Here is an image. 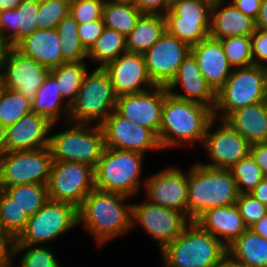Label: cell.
I'll return each instance as SVG.
<instances>
[{
  "label": "cell",
  "mask_w": 267,
  "mask_h": 267,
  "mask_svg": "<svg viewBox=\"0 0 267 267\" xmlns=\"http://www.w3.org/2000/svg\"><path fill=\"white\" fill-rule=\"evenodd\" d=\"M50 71L48 67L11 46L4 60L2 76L7 89L23 94L32 101Z\"/></svg>",
  "instance_id": "17"
},
{
  "label": "cell",
  "mask_w": 267,
  "mask_h": 267,
  "mask_svg": "<svg viewBox=\"0 0 267 267\" xmlns=\"http://www.w3.org/2000/svg\"><path fill=\"white\" fill-rule=\"evenodd\" d=\"M0 267H12V263L8 264V265H5V266H0Z\"/></svg>",
  "instance_id": "60"
},
{
  "label": "cell",
  "mask_w": 267,
  "mask_h": 267,
  "mask_svg": "<svg viewBox=\"0 0 267 267\" xmlns=\"http://www.w3.org/2000/svg\"><path fill=\"white\" fill-rule=\"evenodd\" d=\"M142 14L132 2L105 0L102 19L105 28L127 36L135 28Z\"/></svg>",
  "instance_id": "32"
},
{
  "label": "cell",
  "mask_w": 267,
  "mask_h": 267,
  "mask_svg": "<svg viewBox=\"0 0 267 267\" xmlns=\"http://www.w3.org/2000/svg\"><path fill=\"white\" fill-rule=\"evenodd\" d=\"M187 217L196 221L213 207L235 205L239 192L230 169L193 164L187 174Z\"/></svg>",
  "instance_id": "3"
},
{
  "label": "cell",
  "mask_w": 267,
  "mask_h": 267,
  "mask_svg": "<svg viewBox=\"0 0 267 267\" xmlns=\"http://www.w3.org/2000/svg\"><path fill=\"white\" fill-rule=\"evenodd\" d=\"M216 118L209 123L204 136L203 146L205 147L211 163H202L211 168L229 169L241 159L250 154V144L227 121L222 122L220 127L210 132Z\"/></svg>",
  "instance_id": "16"
},
{
  "label": "cell",
  "mask_w": 267,
  "mask_h": 267,
  "mask_svg": "<svg viewBox=\"0 0 267 267\" xmlns=\"http://www.w3.org/2000/svg\"><path fill=\"white\" fill-rule=\"evenodd\" d=\"M191 47L167 30L144 54L148 76L155 86H167L190 54Z\"/></svg>",
  "instance_id": "14"
},
{
  "label": "cell",
  "mask_w": 267,
  "mask_h": 267,
  "mask_svg": "<svg viewBox=\"0 0 267 267\" xmlns=\"http://www.w3.org/2000/svg\"><path fill=\"white\" fill-rule=\"evenodd\" d=\"M6 89L4 79L2 74H0V97L2 96L4 90Z\"/></svg>",
  "instance_id": "58"
},
{
  "label": "cell",
  "mask_w": 267,
  "mask_h": 267,
  "mask_svg": "<svg viewBox=\"0 0 267 267\" xmlns=\"http://www.w3.org/2000/svg\"><path fill=\"white\" fill-rule=\"evenodd\" d=\"M250 155L267 177V142L251 144Z\"/></svg>",
  "instance_id": "49"
},
{
  "label": "cell",
  "mask_w": 267,
  "mask_h": 267,
  "mask_svg": "<svg viewBox=\"0 0 267 267\" xmlns=\"http://www.w3.org/2000/svg\"><path fill=\"white\" fill-rule=\"evenodd\" d=\"M105 0H70L71 16L78 24L102 19Z\"/></svg>",
  "instance_id": "43"
},
{
  "label": "cell",
  "mask_w": 267,
  "mask_h": 267,
  "mask_svg": "<svg viewBox=\"0 0 267 267\" xmlns=\"http://www.w3.org/2000/svg\"><path fill=\"white\" fill-rule=\"evenodd\" d=\"M263 0H232L233 5L243 14L256 20Z\"/></svg>",
  "instance_id": "50"
},
{
  "label": "cell",
  "mask_w": 267,
  "mask_h": 267,
  "mask_svg": "<svg viewBox=\"0 0 267 267\" xmlns=\"http://www.w3.org/2000/svg\"><path fill=\"white\" fill-rule=\"evenodd\" d=\"M149 203L178 210L187 216V175L176 167L162 170L145 180Z\"/></svg>",
  "instance_id": "19"
},
{
  "label": "cell",
  "mask_w": 267,
  "mask_h": 267,
  "mask_svg": "<svg viewBox=\"0 0 267 267\" xmlns=\"http://www.w3.org/2000/svg\"><path fill=\"white\" fill-rule=\"evenodd\" d=\"M104 28L105 26L103 19L95 20L85 24H79V38L86 51H88L95 41L101 36Z\"/></svg>",
  "instance_id": "45"
},
{
  "label": "cell",
  "mask_w": 267,
  "mask_h": 267,
  "mask_svg": "<svg viewBox=\"0 0 267 267\" xmlns=\"http://www.w3.org/2000/svg\"><path fill=\"white\" fill-rule=\"evenodd\" d=\"M52 165L49 146L42 149L5 152L0 156V187L47 184Z\"/></svg>",
  "instance_id": "11"
},
{
  "label": "cell",
  "mask_w": 267,
  "mask_h": 267,
  "mask_svg": "<svg viewBox=\"0 0 267 267\" xmlns=\"http://www.w3.org/2000/svg\"><path fill=\"white\" fill-rule=\"evenodd\" d=\"M252 59L254 65L267 67V32L256 29L251 35Z\"/></svg>",
  "instance_id": "46"
},
{
  "label": "cell",
  "mask_w": 267,
  "mask_h": 267,
  "mask_svg": "<svg viewBox=\"0 0 267 267\" xmlns=\"http://www.w3.org/2000/svg\"><path fill=\"white\" fill-rule=\"evenodd\" d=\"M250 229L257 235L267 239V214L261 220L253 224Z\"/></svg>",
  "instance_id": "53"
},
{
  "label": "cell",
  "mask_w": 267,
  "mask_h": 267,
  "mask_svg": "<svg viewBox=\"0 0 267 267\" xmlns=\"http://www.w3.org/2000/svg\"><path fill=\"white\" fill-rule=\"evenodd\" d=\"M29 216L3 190H0V224L15 239L25 229Z\"/></svg>",
  "instance_id": "38"
},
{
  "label": "cell",
  "mask_w": 267,
  "mask_h": 267,
  "mask_svg": "<svg viewBox=\"0 0 267 267\" xmlns=\"http://www.w3.org/2000/svg\"><path fill=\"white\" fill-rule=\"evenodd\" d=\"M164 267H222L227 247L191 221L183 232L161 250Z\"/></svg>",
  "instance_id": "4"
},
{
  "label": "cell",
  "mask_w": 267,
  "mask_h": 267,
  "mask_svg": "<svg viewBox=\"0 0 267 267\" xmlns=\"http://www.w3.org/2000/svg\"><path fill=\"white\" fill-rule=\"evenodd\" d=\"M139 222V223H138ZM191 221L178 210L144 201L132 205V227L142 226L160 247V251L174 241Z\"/></svg>",
  "instance_id": "13"
},
{
  "label": "cell",
  "mask_w": 267,
  "mask_h": 267,
  "mask_svg": "<svg viewBox=\"0 0 267 267\" xmlns=\"http://www.w3.org/2000/svg\"><path fill=\"white\" fill-rule=\"evenodd\" d=\"M95 189L94 168L77 162L52 161L47 182L48 197L79 208Z\"/></svg>",
  "instance_id": "12"
},
{
  "label": "cell",
  "mask_w": 267,
  "mask_h": 267,
  "mask_svg": "<svg viewBox=\"0 0 267 267\" xmlns=\"http://www.w3.org/2000/svg\"><path fill=\"white\" fill-rule=\"evenodd\" d=\"M144 154L104 148L95 169V189L131 197L139 194Z\"/></svg>",
  "instance_id": "5"
},
{
  "label": "cell",
  "mask_w": 267,
  "mask_h": 267,
  "mask_svg": "<svg viewBox=\"0 0 267 267\" xmlns=\"http://www.w3.org/2000/svg\"><path fill=\"white\" fill-rule=\"evenodd\" d=\"M104 70L109 74L117 97L141 93L155 86L148 76L143 54L125 52Z\"/></svg>",
  "instance_id": "20"
},
{
  "label": "cell",
  "mask_w": 267,
  "mask_h": 267,
  "mask_svg": "<svg viewBox=\"0 0 267 267\" xmlns=\"http://www.w3.org/2000/svg\"><path fill=\"white\" fill-rule=\"evenodd\" d=\"M10 47L9 43L0 36V74H2L4 60Z\"/></svg>",
  "instance_id": "54"
},
{
  "label": "cell",
  "mask_w": 267,
  "mask_h": 267,
  "mask_svg": "<svg viewBox=\"0 0 267 267\" xmlns=\"http://www.w3.org/2000/svg\"><path fill=\"white\" fill-rule=\"evenodd\" d=\"M39 4L40 0H22L16 9L0 12V36L10 46H16L22 39L38 29Z\"/></svg>",
  "instance_id": "26"
},
{
  "label": "cell",
  "mask_w": 267,
  "mask_h": 267,
  "mask_svg": "<svg viewBox=\"0 0 267 267\" xmlns=\"http://www.w3.org/2000/svg\"><path fill=\"white\" fill-rule=\"evenodd\" d=\"M22 0H0V12L9 10V9H16Z\"/></svg>",
  "instance_id": "55"
},
{
  "label": "cell",
  "mask_w": 267,
  "mask_h": 267,
  "mask_svg": "<svg viewBox=\"0 0 267 267\" xmlns=\"http://www.w3.org/2000/svg\"><path fill=\"white\" fill-rule=\"evenodd\" d=\"M227 256L247 267H267V239L248 228L227 247Z\"/></svg>",
  "instance_id": "29"
},
{
  "label": "cell",
  "mask_w": 267,
  "mask_h": 267,
  "mask_svg": "<svg viewBox=\"0 0 267 267\" xmlns=\"http://www.w3.org/2000/svg\"><path fill=\"white\" fill-rule=\"evenodd\" d=\"M32 112L31 101L23 94L5 89L0 97V123L7 128Z\"/></svg>",
  "instance_id": "37"
},
{
  "label": "cell",
  "mask_w": 267,
  "mask_h": 267,
  "mask_svg": "<svg viewBox=\"0 0 267 267\" xmlns=\"http://www.w3.org/2000/svg\"><path fill=\"white\" fill-rule=\"evenodd\" d=\"M74 125V126H73ZM72 127L50 135L52 161L77 162L95 169L105 148L100 125L73 123Z\"/></svg>",
  "instance_id": "8"
},
{
  "label": "cell",
  "mask_w": 267,
  "mask_h": 267,
  "mask_svg": "<svg viewBox=\"0 0 267 267\" xmlns=\"http://www.w3.org/2000/svg\"><path fill=\"white\" fill-rule=\"evenodd\" d=\"M78 223V208L48 200L34 215L28 218L25 229L15 239V244L43 245L57 240Z\"/></svg>",
  "instance_id": "9"
},
{
  "label": "cell",
  "mask_w": 267,
  "mask_h": 267,
  "mask_svg": "<svg viewBox=\"0 0 267 267\" xmlns=\"http://www.w3.org/2000/svg\"><path fill=\"white\" fill-rule=\"evenodd\" d=\"M214 118L213 110L201 103L165 96L162 122L158 132L161 148L177 147L182 143H203L207 127Z\"/></svg>",
  "instance_id": "2"
},
{
  "label": "cell",
  "mask_w": 267,
  "mask_h": 267,
  "mask_svg": "<svg viewBox=\"0 0 267 267\" xmlns=\"http://www.w3.org/2000/svg\"><path fill=\"white\" fill-rule=\"evenodd\" d=\"M117 96L104 68L85 74L74 101L69 106L68 124L100 125L115 110ZM96 123H93V122Z\"/></svg>",
  "instance_id": "7"
},
{
  "label": "cell",
  "mask_w": 267,
  "mask_h": 267,
  "mask_svg": "<svg viewBox=\"0 0 267 267\" xmlns=\"http://www.w3.org/2000/svg\"><path fill=\"white\" fill-rule=\"evenodd\" d=\"M6 148V128L0 123V156L5 153Z\"/></svg>",
  "instance_id": "56"
},
{
  "label": "cell",
  "mask_w": 267,
  "mask_h": 267,
  "mask_svg": "<svg viewBox=\"0 0 267 267\" xmlns=\"http://www.w3.org/2000/svg\"><path fill=\"white\" fill-rule=\"evenodd\" d=\"M15 238L12 237L0 224V266L13 263Z\"/></svg>",
  "instance_id": "47"
},
{
  "label": "cell",
  "mask_w": 267,
  "mask_h": 267,
  "mask_svg": "<svg viewBox=\"0 0 267 267\" xmlns=\"http://www.w3.org/2000/svg\"><path fill=\"white\" fill-rule=\"evenodd\" d=\"M24 55L52 69L64 64L61 41L56 29H37L16 46Z\"/></svg>",
  "instance_id": "27"
},
{
  "label": "cell",
  "mask_w": 267,
  "mask_h": 267,
  "mask_svg": "<svg viewBox=\"0 0 267 267\" xmlns=\"http://www.w3.org/2000/svg\"><path fill=\"white\" fill-rule=\"evenodd\" d=\"M132 3L143 14L165 15L166 12L170 9L169 0H132Z\"/></svg>",
  "instance_id": "48"
},
{
  "label": "cell",
  "mask_w": 267,
  "mask_h": 267,
  "mask_svg": "<svg viewBox=\"0 0 267 267\" xmlns=\"http://www.w3.org/2000/svg\"><path fill=\"white\" fill-rule=\"evenodd\" d=\"M250 194L267 206V177L259 182Z\"/></svg>",
  "instance_id": "51"
},
{
  "label": "cell",
  "mask_w": 267,
  "mask_h": 267,
  "mask_svg": "<svg viewBox=\"0 0 267 267\" xmlns=\"http://www.w3.org/2000/svg\"><path fill=\"white\" fill-rule=\"evenodd\" d=\"M182 86L185 94L176 93L174 88ZM172 96L187 101L201 103L214 110L216 94L206 83L193 56L189 54L178 68L173 80L166 86Z\"/></svg>",
  "instance_id": "23"
},
{
  "label": "cell",
  "mask_w": 267,
  "mask_h": 267,
  "mask_svg": "<svg viewBox=\"0 0 267 267\" xmlns=\"http://www.w3.org/2000/svg\"><path fill=\"white\" fill-rule=\"evenodd\" d=\"M22 251L25 253L20 260L19 267H61L52 253L53 251L48 247L15 244L13 256Z\"/></svg>",
  "instance_id": "41"
},
{
  "label": "cell",
  "mask_w": 267,
  "mask_h": 267,
  "mask_svg": "<svg viewBox=\"0 0 267 267\" xmlns=\"http://www.w3.org/2000/svg\"><path fill=\"white\" fill-rule=\"evenodd\" d=\"M110 1H129V2H132V0H110Z\"/></svg>",
  "instance_id": "59"
},
{
  "label": "cell",
  "mask_w": 267,
  "mask_h": 267,
  "mask_svg": "<svg viewBox=\"0 0 267 267\" xmlns=\"http://www.w3.org/2000/svg\"><path fill=\"white\" fill-rule=\"evenodd\" d=\"M213 0H175L166 12V30L190 47L209 37Z\"/></svg>",
  "instance_id": "10"
},
{
  "label": "cell",
  "mask_w": 267,
  "mask_h": 267,
  "mask_svg": "<svg viewBox=\"0 0 267 267\" xmlns=\"http://www.w3.org/2000/svg\"><path fill=\"white\" fill-rule=\"evenodd\" d=\"M190 54L195 59L206 83L216 94L233 71L221 42L208 37L192 46Z\"/></svg>",
  "instance_id": "22"
},
{
  "label": "cell",
  "mask_w": 267,
  "mask_h": 267,
  "mask_svg": "<svg viewBox=\"0 0 267 267\" xmlns=\"http://www.w3.org/2000/svg\"><path fill=\"white\" fill-rule=\"evenodd\" d=\"M87 72V65L84 61L64 63L51 69L50 73L57 79L61 97L64 102L67 101L69 106L74 101Z\"/></svg>",
  "instance_id": "35"
},
{
  "label": "cell",
  "mask_w": 267,
  "mask_h": 267,
  "mask_svg": "<svg viewBox=\"0 0 267 267\" xmlns=\"http://www.w3.org/2000/svg\"><path fill=\"white\" fill-rule=\"evenodd\" d=\"M235 205L248 228L267 214V206L250 193L239 194Z\"/></svg>",
  "instance_id": "44"
},
{
  "label": "cell",
  "mask_w": 267,
  "mask_h": 267,
  "mask_svg": "<svg viewBox=\"0 0 267 267\" xmlns=\"http://www.w3.org/2000/svg\"><path fill=\"white\" fill-rule=\"evenodd\" d=\"M168 90L165 86L136 94L117 97L115 112L128 120L152 130L157 136L162 122V109Z\"/></svg>",
  "instance_id": "18"
},
{
  "label": "cell",
  "mask_w": 267,
  "mask_h": 267,
  "mask_svg": "<svg viewBox=\"0 0 267 267\" xmlns=\"http://www.w3.org/2000/svg\"><path fill=\"white\" fill-rule=\"evenodd\" d=\"M224 53L233 68L254 65L252 59L251 37L231 36L221 40Z\"/></svg>",
  "instance_id": "40"
},
{
  "label": "cell",
  "mask_w": 267,
  "mask_h": 267,
  "mask_svg": "<svg viewBox=\"0 0 267 267\" xmlns=\"http://www.w3.org/2000/svg\"><path fill=\"white\" fill-rule=\"evenodd\" d=\"M106 148L135 151L144 154L148 150H161L158 136L150 129L140 126L111 112L100 124Z\"/></svg>",
  "instance_id": "15"
},
{
  "label": "cell",
  "mask_w": 267,
  "mask_h": 267,
  "mask_svg": "<svg viewBox=\"0 0 267 267\" xmlns=\"http://www.w3.org/2000/svg\"><path fill=\"white\" fill-rule=\"evenodd\" d=\"M195 222L226 247L248 229L236 205L210 208Z\"/></svg>",
  "instance_id": "25"
},
{
  "label": "cell",
  "mask_w": 267,
  "mask_h": 267,
  "mask_svg": "<svg viewBox=\"0 0 267 267\" xmlns=\"http://www.w3.org/2000/svg\"><path fill=\"white\" fill-rule=\"evenodd\" d=\"M70 0L40 1L37 13L38 29H56L58 23L69 14Z\"/></svg>",
  "instance_id": "42"
},
{
  "label": "cell",
  "mask_w": 267,
  "mask_h": 267,
  "mask_svg": "<svg viewBox=\"0 0 267 267\" xmlns=\"http://www.w3.org/2000/svg\"><path fill=\"white\" fill-rule=\"evenodd\" d=\"M126 199L123 194L94 189L78 208V223L84 224L99 246L132 229V205L126 206Z\"/></svg>",
  "instance_id": "1"
},
{
  "label": "cell",
  "mask_w": 267,
  "mask_h": 267,
  "mask_svg": "<svg viewBox=\"0 0 267 267\" xmlns=\"http://www.w3.org/2000/svg\"><path fill=\"white\" fill-rule=\"evenodd\" d=\"M229 125L251 144L267 142V100L233 111Z\"/></svg>",
  "instance_id": "28"
},
{
  "label": "cell",
  "mask_w": 267,
  "mask_h": 267,
  "mask_svg": "<svg viewBox=\"0 0 267 267\" xmlns=\"http://www.w3.org/2000/svg\"><path fill=\"white\" fill-rule=\"evenodd\" d=\"M213 0L209 37L221 40L231 36H248L256 30L255 20L239 11L232 2ZM225 6V7H224Z\"/></svg>",
  "instance_id": "24"
},
{
  "label": "cell",
  "mask_w": 267,
  "mask_h": 267,
  "mask_svg": "<svg viewBox=\"0 0 267 267\" xmlns=\"http://www.w3.org/2000/svg\"><path fill=\"white\" fill-rule=\"evenodd\" d=\"M63 101L57 79L49 73L31 101L32 112L47 118L52 124L57 123L62 114L65 116V123H68L69 105Z\"/></svg>",
  "instance_id": "30"
},
{
  "label": "cell",
  "mask_w": 267,
  "mask_h": 267,
  "mask_svg": "<svg viewBox=\"0 0 267 267\" xmlns=\"http://www.w3.org/2000/svg\"><path fill=\"white\" fill-rule=\"evenodd\" d=\"M52 124L36 113L23 116L6 128L5 152L42 149L49 146Z\"/></svg>",
  "instance_id": "21"
},
{
  "label": "cell",
  "mask_w": 267,
  "mask_h": 267,
  "mask_svg": "<svg viewBox=\"0 0 267 267\" xmlns=\"http://www.w3.org/2000/svg\"><path fill=\"white\" fill-rule=\"evenodd\" d=\"M78 22L69 13L57 25L61 41V54L65 63H76L87 58V51L82 46L78 34Z\"/></svg>",
  "instance_id": "34"
},
{
  "label": "cell",
  "mask_w": 267,
  "mask_h": 267,
  "mask_svg": "<svg viewBox=\"0 0 267 267\" xmlns=\"http://www.w3.org/2000/svg\"><path fill=\"white\" fill-rule=\"evenodd\" d=\"M125 52H127L126 36L116 30L104 28L101 36L87 51V59L99 63L97 68H104Z\"/></svg>",
  "instance_id": "33"
},
{
  "label": "cell",
  "mask_w": 267,
  "mask_h": 267,
  "mask_svg": "<svg viewBox=\"0 0 267 267\" xmlns=\"http://www.w3.org/2000/svg\"><path fill=\"white\" fill-rule=\"evenodd\" d=\"M256 29L267 32V0H263L260 6V11L255 20Z\"/></svg>",
  "instance_id": "52"
},
{
  "label": "cell",
  "mask_w": 267,
  "mask_h": 267,
  "mask_svg": "<svg viewBox=\"0 0 267 267\" xmlns=\"http://www.w3.org/2000/svg\"><path fill=\"white\" fill-rule=\"evenodd\" d=\"M267 100V68L257 65L233 68L216 93L213 116L225 120L233 111Z\"/></svg>",
  "instance_id": "6"
},
{
  "label": "cell",
  "mask_w": 267,
  "mask_h": 267,
  "mask_svg": "<svg viewBox=\"0 0 267 267\" xmlns=\"http://www.w3.org/2000/svg\"><path fill=\"white\" fill-rule=\"evenodd\" d=\"M166 31V19L160 14H142L126 36L127 52L144 54Z\"/></svg>",
  "instance_id": "31"
},
{
  "label": "cell",
  "mask_w": 267,
  "mask_h": 267,
  "mask_svg": "<svg viewBox=\"0 0 267 267\" xmlns=\"http://www.w3.org/2000/svg\"><path fill=\"white\" fill-rule=\"evenodd\" d=\"M222 267H247V266L239 264L231 260L228 256H226Z\"/></svg>",
  "instance_id": "57"
},
{
  "label": "cell",
  "mask_w": 267,
  "mask_h": 267,
  "mask_svg": "<svg viewBox=\"0 0 267 267\" xmlns=\"http://www.w3.org/2000/svg\"><path fill=\"white\" fill-rule=\"evenodd\" d=\"M30 217L49 200L47 184H23L1 188Z\"/></svg>",
  "instance_id": "36"
},
{
  "label": "cell",
  "mask_w": 267,
  "mask_h": 267,
  "mask_svg": "<svg viewBox=\"0 0 267 267\" xmlns=\"http://www.w3.org/2000/svg\"><path fill=\"white\" fill-rule=\"evenodd\" d=\"M236 182L239 194L250 193L265 176L249 154L229 168Z\"/></svg>",
  "instance_id": "39"
}]
</instances>
